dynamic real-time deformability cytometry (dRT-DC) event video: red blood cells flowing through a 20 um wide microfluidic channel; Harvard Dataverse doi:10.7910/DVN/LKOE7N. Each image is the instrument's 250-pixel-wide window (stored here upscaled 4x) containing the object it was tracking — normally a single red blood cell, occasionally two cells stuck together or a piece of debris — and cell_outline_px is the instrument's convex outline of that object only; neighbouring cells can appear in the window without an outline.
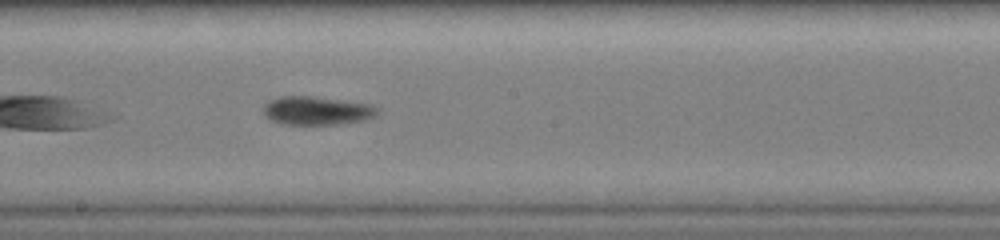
{"species": "common noctule bat (a hibernating species)", "species_latin": "Nyctalus noctula", "temperature_condition": "warm", "stored_images_in_passage": 26, "camera_frame_rate_fps": 3000, "um_per_image_px": 0.085, "animal": {"sex": "female", "body_mass_g": 19.0, "forearm_length_mm": 51.5}, "frame": {"image": 1, "passage_image": 15, "time_ms": 4.667, "image_size_px": [1000, 240], "cell_outline_px": [[376, 112], [372, 116], [364, 120], [336, 124], [284, 124], [272, 120], [264, 112], [264, 104], [268, 100], [280, 96], [312, 96], [372, 104], [376, 108]], "centroid_in_image_um": [26.89, 9.39], "position_along_channel_um": 221.3, "area_um2": 18.61}, "authors_computed_cell_mechanics": {"area_um2": 18.8139, "velocity_mm_per_s": 4.4542, "shape_relaxation_time_tau1_ms": null, "shape_relaxation_time_tau2_ms": 1.5232, "deformation_change_tau1": null, "deformation_change_tau2": 0.0721}}